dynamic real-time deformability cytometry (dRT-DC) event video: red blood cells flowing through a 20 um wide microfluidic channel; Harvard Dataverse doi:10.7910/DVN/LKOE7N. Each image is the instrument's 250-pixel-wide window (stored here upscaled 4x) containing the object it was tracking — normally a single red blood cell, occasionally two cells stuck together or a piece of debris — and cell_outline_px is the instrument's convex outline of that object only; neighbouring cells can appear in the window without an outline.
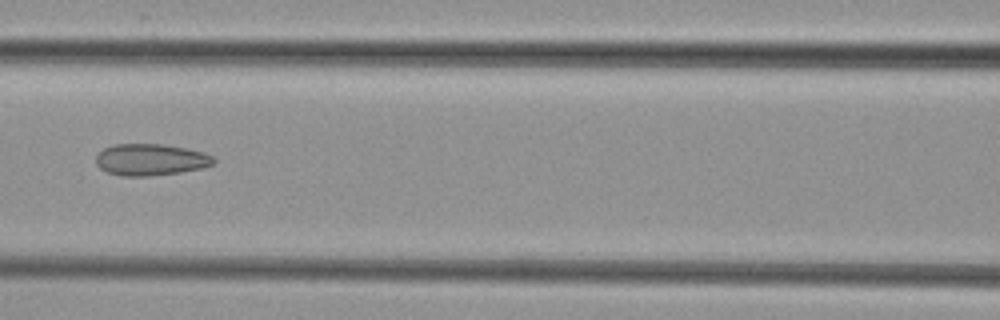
{"species": "common noctule bat (a hibernating species)", "species_latin": "Nyctalus noctula", "temperature_condition": "cold", "stored_images_in_passage": 6, "camera_frame_rate_fps": 3000, "um_per_image_px": 0.085, "animal": {"sex": "female", "body_mass_g": 29.2, "forearm_length_mm": 56.3}, "frame": {"image": 1, "passage_image": 5, "time_ms": 7.333, "image_size_px": [1000, 320], "cell_outline_px": [[216, 160], [212, 164], [204, 168], [180, 172], [148, 176], [120, 176], [108, 172], [100, 168], [96, 164], [96, 156], [104, 148], [112, 144], [160, 144], [188, 148], [204, 152], [212, 156]], "centroid_in_image_um": [12.81, 13.57], "position_along_channel_um": 153.8, "area_um2": 21.79}}
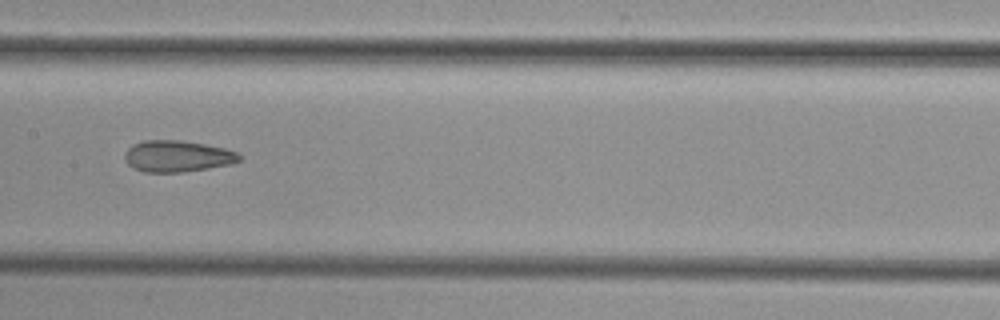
{"frame": {"image": 2, "passage_image": 6, "time_ms": 8.333, "image_size_px": [1000, 320], "cell_outline_px": [[240, 160], [228, 164], [208, 168], [180, 172], [144, 172], [132, 168], [124, 160], [124, 152], [132, 144], [144, 140], [180, 140], [204, 144], [224, 148], [236, 152], [240, 156]], "centroid_in_image_um": [15.0, 13.27], "position_along_channel_um": 192.4, "area_um2": 20.92}}